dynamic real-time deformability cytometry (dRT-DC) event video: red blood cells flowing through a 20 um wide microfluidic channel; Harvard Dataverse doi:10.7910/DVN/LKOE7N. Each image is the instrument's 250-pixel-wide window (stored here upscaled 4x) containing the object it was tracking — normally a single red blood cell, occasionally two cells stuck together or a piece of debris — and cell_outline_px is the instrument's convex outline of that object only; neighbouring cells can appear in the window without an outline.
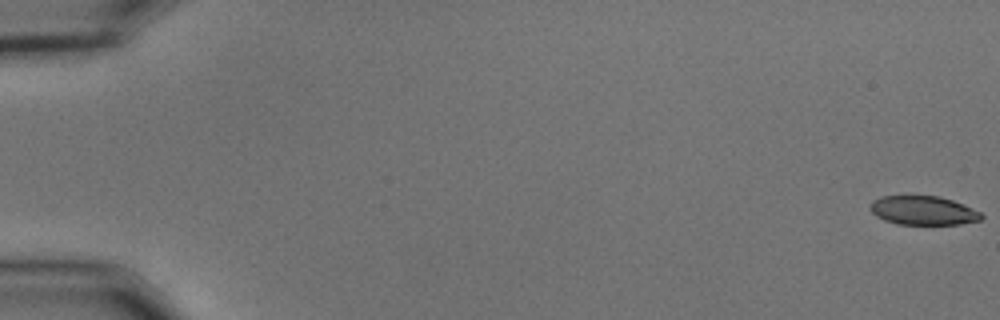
{"species": "common noctule bat (a hibernating species)", "species_latin": "Nyctalus noctula", "temperature_condition": "cold", "stored_images_in_passage": 14, "camera_frame_rate_fps": 3000, "um_per_image_px": 0.085, "animal": {"sex": "male", "body_mass_g": 15.6}, "frame": {"image": 1, "passage_image": 1, "time_ms": 0.0, "image_size_px": [1000, 320], "cell_outline_px": [[984, 216], [980, 220], [960, 224], [896, 224], [884, 220], [876, 216], [868, 208], [872, 200], [880, 196], [940, 196], [964, 204], [980, 212]], "centroid_in_image_um": [78.44, 17.89], "position_along_channel_um": 6.6, "area_um2": 18.84}}